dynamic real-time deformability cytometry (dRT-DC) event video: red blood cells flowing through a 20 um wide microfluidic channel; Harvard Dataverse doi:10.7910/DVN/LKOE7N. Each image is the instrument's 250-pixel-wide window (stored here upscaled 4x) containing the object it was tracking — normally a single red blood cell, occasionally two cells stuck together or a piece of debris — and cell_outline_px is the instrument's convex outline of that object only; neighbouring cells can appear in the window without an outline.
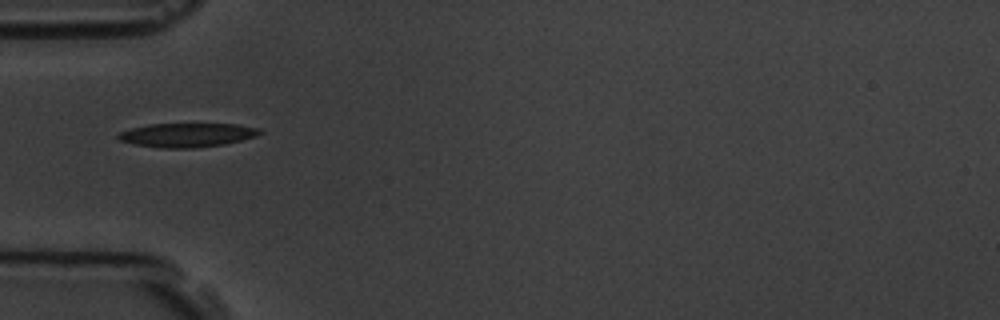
{"species": "common noctule bat (a hibernating species)", "species_latin": "Nyctalus noctula", "temperature_condition": "room temperature", "stored_images_in_passage": 4, "camera_frame_rate_fps": 3000, "um_per_image_px": 0.085, "animal": {"sex": "male", "body_mass_g": 19.5, "forearm_length_mm": 54.6}, "frame": {"image": 1, "passage_image": 1, "time_ms": 0.0, "image_size_px": [1000, 320], "cell_outline_px": [[264, 132], [256, 136], [224, 144], [192, 148], [160, 148], [136, 144], [120, 140], [116, 136], [120, 132], [132, 128], [148, 124], [240, 124], [260, 128]], "centroid_in_image_um": [15.94, 11.47], "position_along_channel_um": 69.1, "area_um2": 19.71}}
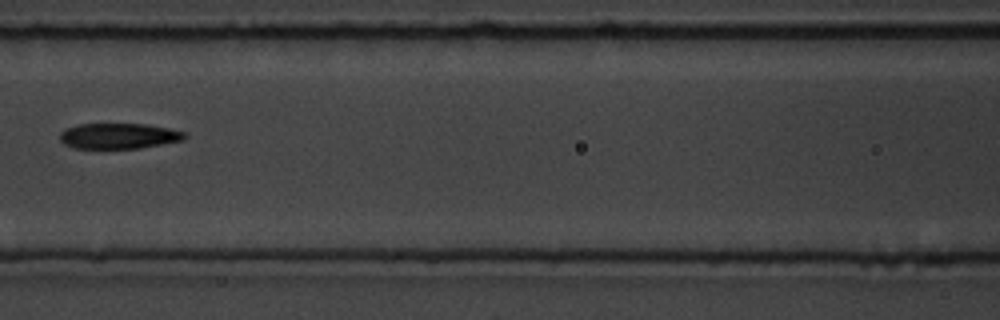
{"frame": {"image": 2, "passage_image": 3, "time_ms": 2.333, "image_size_px": [1000, 320], "cell_outline_px": [[188, 136], [184, 140], [140, 148], [72, 148], [64, 144], [60, 140], [60, 132], [68, 128], [80, 124], [148, 124], [168, 128], [184, 132]], "centroid_in_image_um": [10.11, 11.56], "position_along_channel_um": 156.5, "area_um2": 18.55}}
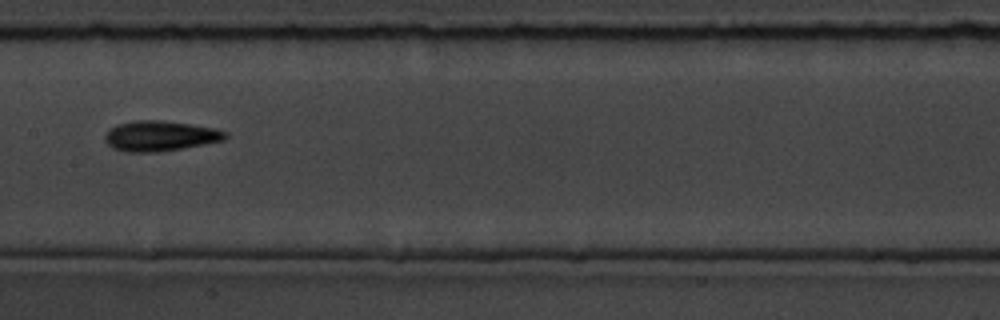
{"frame": {"image": 3, "passage_image": 4, "time_ms": 3.333, "image_size_px": [1000, 320], "cell_outline_px": [[228, 136], [224, 140], [204, 144], [160, 152], [124, 152], [112, 148], [104, 140], [104, 136], [108, 128], [116, 124], [136, 120], [160, 120], [216, 128], [228, 132]], "centroid_in_image_um": [13.57, 11.56], "position_along_channel_um": 193.8, "area_um2": 21.44}}